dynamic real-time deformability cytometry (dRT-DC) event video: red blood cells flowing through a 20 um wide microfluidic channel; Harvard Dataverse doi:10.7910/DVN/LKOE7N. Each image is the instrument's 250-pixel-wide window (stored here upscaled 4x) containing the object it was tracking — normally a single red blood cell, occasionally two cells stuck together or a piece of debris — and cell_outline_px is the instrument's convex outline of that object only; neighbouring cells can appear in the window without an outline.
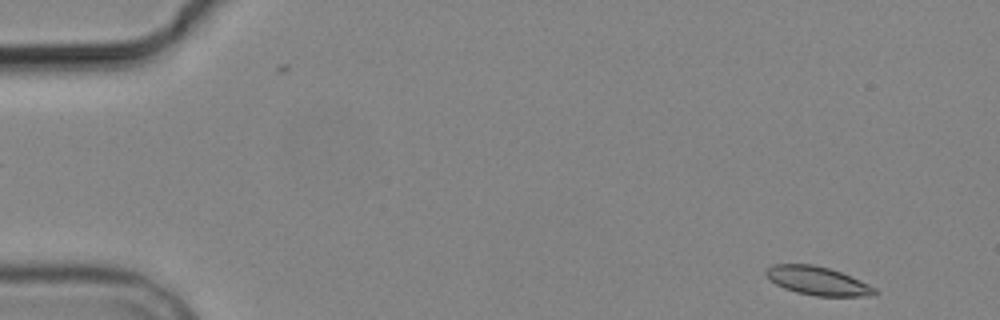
{"species": "common noctule bat (a hibernating species)", "species_latin": "Nyctalus noctula", "temperature_condition": "cold", "stored_images_in_passage": 6, "segment_of_instrument_passage": [2, 2], "camera_frame_rate_fps": 3000, "um_per_image_px": 0.085, "animal": {"sex": "male", "body_mass_g": 19.2, "forearm_length_mm": 51.8}, "frame": {"image": 1, "passage_image": 6, "time_ms": 6.0, "image_size_px": [1000, 320], "cell_outline_px": [[880, 292], [872, 296], [816, 296], [796, 292], [784, 288], [768, 280], [764, 276], [764, 272], [772, 264], [812, 264], [828, 268], [840, 272], [860, 280], [876, 288]], "centroid_in_image_um": [69.48, 23.88], "position_along_channel_um": 15.5, "area_um2": 18.21}}